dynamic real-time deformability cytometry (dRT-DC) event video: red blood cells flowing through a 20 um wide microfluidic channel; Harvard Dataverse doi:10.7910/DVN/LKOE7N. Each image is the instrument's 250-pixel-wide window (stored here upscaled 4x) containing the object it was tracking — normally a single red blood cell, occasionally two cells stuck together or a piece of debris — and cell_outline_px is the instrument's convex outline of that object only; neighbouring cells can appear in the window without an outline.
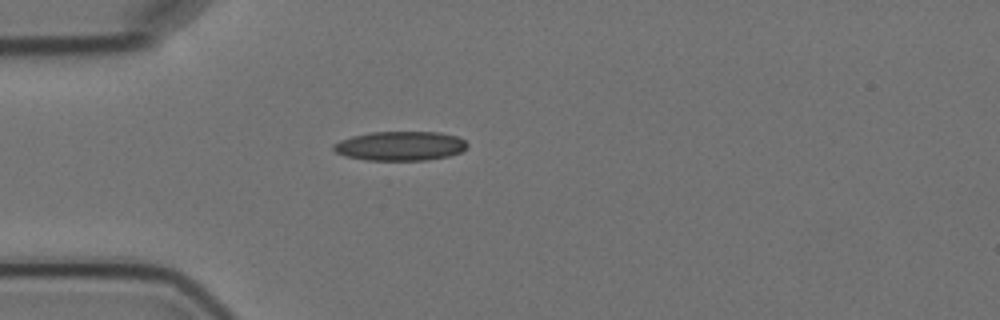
{"species": "Egyptian fruit bat (a non-hibernating species)", "species_latin": "Rousettus aegyptiacus", "temperature_condition": "cold", "stored_images_in_passage": 2, "camera_frame_rate_fps": 3000, "um_per_image_px": 0.085, "animal": {"sex": "female"}, "frame": {"image": 1, "passage_image": 1, "time_ms": 0.0, "image_size_px": [1000, 320], "cell_outline_px": [[468, 144], [460, 152], [448, 156], [424, 160], [368, 160], [344, 156], [336, 152], [332, 148], [332, 144], [340, 140], [352, 136], [372, 132], [440, 132], [456, 136], [464, 140]], "centroid_in_image_um": [33.98, 12.4], "position_along_channel_um": 51.0, "area_um2": 22.72}}